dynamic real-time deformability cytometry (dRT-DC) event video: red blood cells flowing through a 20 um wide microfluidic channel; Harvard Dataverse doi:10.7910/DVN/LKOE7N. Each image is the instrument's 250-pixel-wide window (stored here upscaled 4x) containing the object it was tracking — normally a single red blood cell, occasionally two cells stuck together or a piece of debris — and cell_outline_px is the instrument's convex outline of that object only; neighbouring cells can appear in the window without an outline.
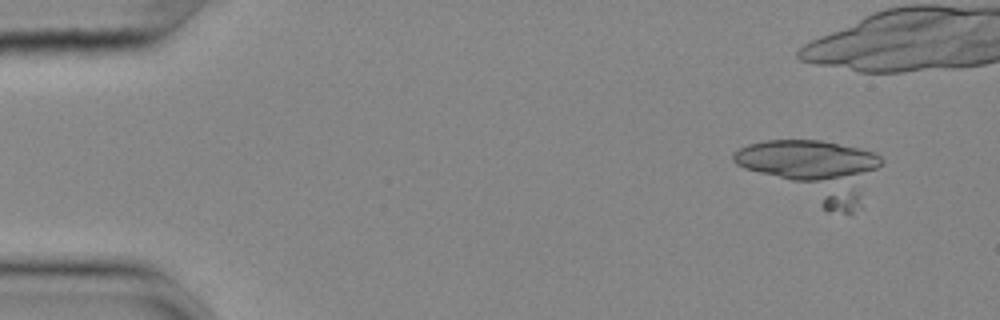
{"species": "common noctule bat (a hibernating species)", "species_latin": "Nyctalus noctula", "temperature_condition": "cold", "stored_images_in_passage": 19, "camera_frame_rate_fps": 3000, "um_per_image_px": 0.085, "animal": {"sex": "female", "body_mass_g": 25.1}, "frame": {"image": 1, "passage_image": 6, "time_ms": 1.667, "image_size_px": [1000, 320], "cell_outline_px": [[884, 160], [860, 204], [852, 212], [828, 212], [736, 164], [732, 160], [732, 152], [748, 144], [764, 140], [820, 140], [856, 148], [872, 152], [880, 156]], "centroid_in_image_um": [69.15, 14.48], "position_along_channel_um": 15.8, "area_um2": 51.56}}